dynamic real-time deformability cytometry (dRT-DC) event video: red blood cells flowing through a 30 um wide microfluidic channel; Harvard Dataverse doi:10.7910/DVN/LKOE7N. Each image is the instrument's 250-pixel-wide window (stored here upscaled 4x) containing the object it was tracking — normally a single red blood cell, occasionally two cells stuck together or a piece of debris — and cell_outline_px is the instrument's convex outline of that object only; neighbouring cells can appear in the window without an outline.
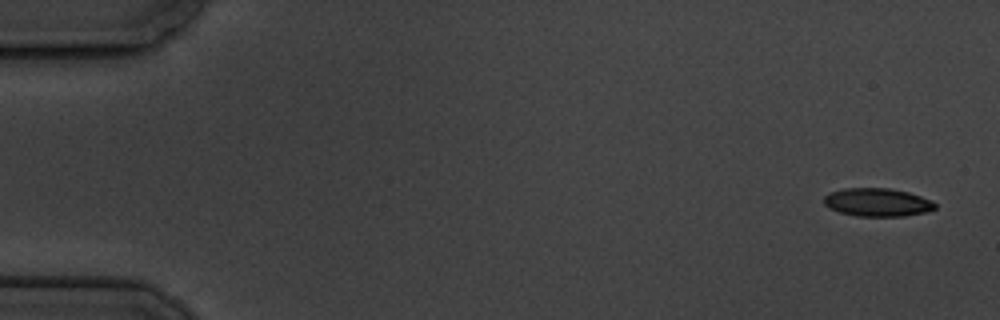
{"species": "common noctule bat (a hibernating species)", "species_latin": "Nyctalus noctula", "temperature_condition": "cold", "stored_images_in_passage": 5, "camera_frame_rate_fps": 3000, "um_per_image_px": 0.085, "animal": {"sex": "male", "body_mass_g": 19.5, "forearm_length_mm": 54.6}, "frame": {"image": 1, "passage_image": 1, "time_ms": 0.0, "image_size_px": [1000, 320], "cell_outline_px": [[936, 208], [924, 212], [904, 216], [856, 216], [840, 212], [828, 208], [824, 204], [824, 196], [828, 192], [844, 188], [888, 188], [908, 192], [932, 200], [936, 204]], "centroid_in_image_um": [74.54, 17.19], "position_along_channel_um": 10.5, "area_um2": 18.32}}
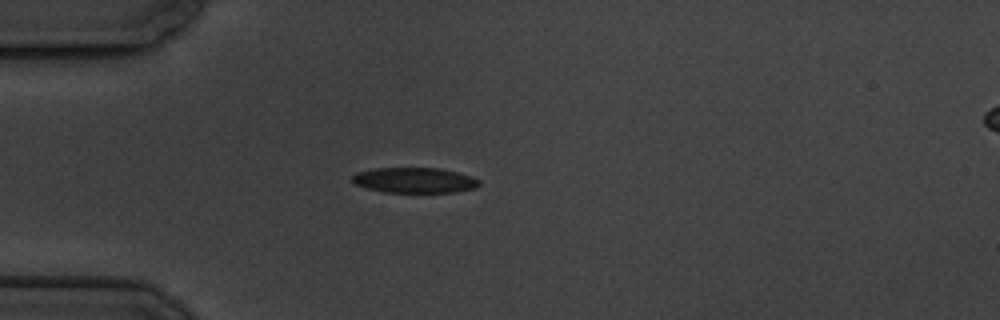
{"frame": {"image": 2, "passage_image": 5, "time_ms": 4.667, "image_size_px": [1000, 320], "cell_outline_px": [[480, 184], [476, 188], [456, 192], [384, 192], [368, 188], [356, 184], [352, 180], [352, 176], [356, 172], [376, 168], [440, 168], [472, 176], [480, 180]], "centroid_in_image_um": [35.27, 15.32], "position_along_channel_um": 49.7, "area_um2": 18.73}}